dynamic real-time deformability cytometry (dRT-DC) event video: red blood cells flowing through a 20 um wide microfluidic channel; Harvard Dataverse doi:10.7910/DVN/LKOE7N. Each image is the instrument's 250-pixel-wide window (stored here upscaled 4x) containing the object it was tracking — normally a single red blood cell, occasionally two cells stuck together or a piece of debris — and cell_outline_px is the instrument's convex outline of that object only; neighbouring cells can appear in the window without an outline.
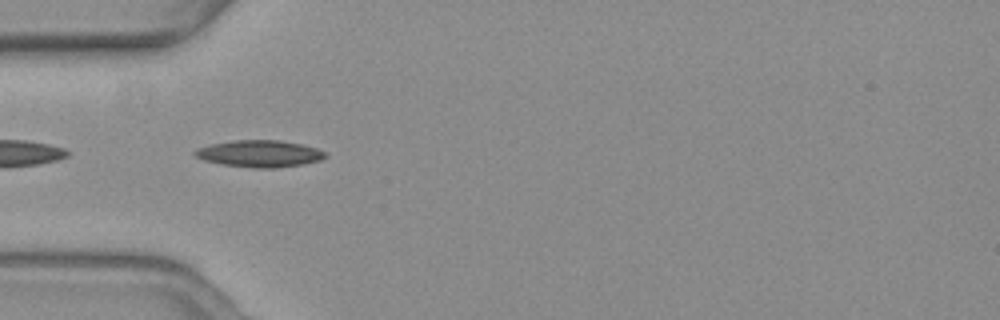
{"species": "common noctule bat (a hibernating species)", "species_latin": "Nyctalus noctula", "temperature_condition": "warm", "stored_images_in_passage": 8, "camera_frame_rate_fps": 3000, "um_per_image_px": 0.085, "animal": {"sex": "female", "body_mass_g": 19.3, "forearm_length_mm": 54.1}, "frame": {"image": 1, "passage_image": 2, "time_ms": 0.333, "image_size_px": [1000, 320], "cell_outline_px": [[328, 156], [320, 160], [304, 164], [276, 168], [252, 168], [220, 164], [204, 160], [196, 156], [192, 152], [196, 148], [212, 144], [232, 140], [280, 140], [300, 144], [316, 148], [324, 152]], "centroid_in_image_um": [22.04, 13.06], "position_along_channel_um": 63.0, "area_um2": 20.46}}
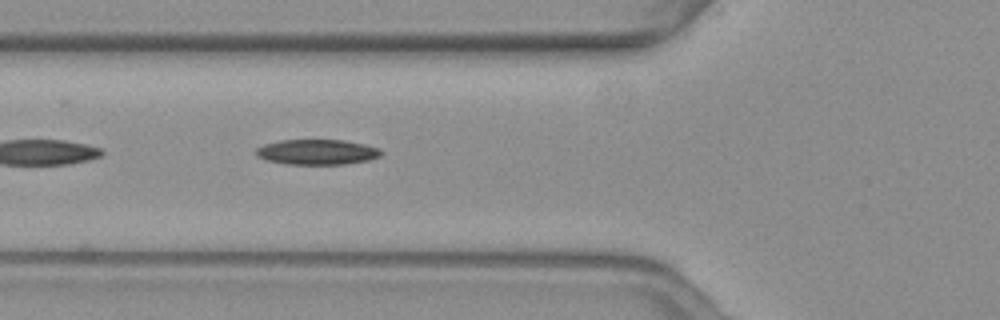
{"frame": {"image": 2, "passage_image": 5, "time_ms": 1.333, "image_size_px": [1000, 320], "cell_outline_px": [[384, 152], [380, 156], [368, 160], [344, 164], [288, 164], [264, 160], [256, 156], [256, 148], [264, 144], [280, 140], [344, 140], [364, 144], [380, 148]], "centroid_in_image_um": [26.95, 12.92], "position_along_channel_um": 98.9, "area_um2": 18.5}}